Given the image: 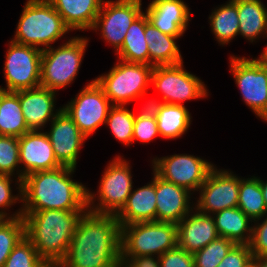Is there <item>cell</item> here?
Listing matches in <instances>:
<instances>
[{
	"label": "cell",
	"instance_id": "obj_1",
	"mask_svg": "<svg viewBox=\"0 0 267 267\" xmlns=\"http://www.w3.org/2000/svg\"><path fill=\"white\" fill-rule=\"evenodd\" d=\"M60 267H120L121 225L116 215L86 211Z\"/></svg>",
	"mask_w": 267,
	"mask_h": 267
},
{
	"label": "cell",
	"instance_id": "obj_2",
	"mask_svg": "<svg viewBox=\"0 0 267 267\" xmlns=\"http://www.w3.org/2000/svg\"><path fill=\"white\" fill-rule=\"evenodd\" d=\"M75 170L60 166L25 176L22 180V212L87 211V187L72 179Z\"/></svg>",
	"mask_w": 267,
	"mask_h": 267
},
{
	"label": "cell",
	"instance_id": "obj_3",
	"mask_svg": "<svg viewBox=\"0 0 267 267\" xmlns=\"http://www.w3.org/2000/svg\"><path fill=\"white\" fill-rule=\"evenodd\" d=\"M86 211L41 210L22 212L25 236L49 264H59L66 256L78 222Z\"/></svg>",
	"mask_w": 267,
	"mask_h": 267
},
{
	"label": "cell",
	"instance_id": "obj_4",
	"mask_svg": "<svg viewBox=\"0 0 267 267\" xmlns=\"http://www.w3.org/2000/svg\"><path fill=\"white\" fill-rule=\"evenodd\" d=\"M69 32L70 28L48 0H27L11 41L43 51Z\"/></svg>",
	"mask_w": 267,
	"mask_h": 267
},
{
	"label": "cell",
	"instance_id": "obj_5",
	"mask_svg": "<svg viewBox=\"0 0 267 267\" xmlns=\"http://www.w3.org/2000/svg\"><path fill=\"white\" fill-rule=\"evenodd\" d=\"M89 37L74 36L57 47L42 51L40 86L58 92L75 80Z\"/></svg>",
	"mask_w": 267,
	"mask_h": 267
},
{
	"label": "cell",
	"instance_id": "obj_6",
	"mask_svg": "<svg viewBox=\"0 0 267 267\" xmlns=\"http://www.w3.org/2000/svg\"><path fill=\"white\" fill-rule=\"evenodd\" d=\"M131 167L123 156L116 155L102 172L97 194L87 188V210L96 214L117 215L134 188Z\"/></svg>",
	"mask_w": 267,
	"mask_h": 267
},
{
	"label": "cell",
	"instance_id": "obj_7",
	"mask_svg": "<svg viewBox=\"0 0 267 267\" xmlns=\"http://www.w3.org/2000/svg\"><path fill=\"white\" fill-rule=\"evenodd\" d=\"M154 66L119 60L94 80L113 105H129L147 95Z\"/></svg>",
	"mask_w": 267,
	"mask_h": 267
},
{
	"label": "cell",
	"instance_id": "obj_8",
	"mask_svg": "<svg viewBox=\"0 0 267 267\" xmlns=\"http://www.w3.org/2000/svg\"><path fill=\"white\" fill-rule=\"evenodd\" d=\"M177 246L176 223L154 221L121 226V257L160 256Z\"/></svg>",
	"mask_w": 267,
	"mask_h": 267
},
{
	"label": "cell",
	"instance_id": "obj_9",
	"mask_svg": "<svg viewBox=\"0 0 267 267\" xmlns=\"http://www.w3.org/2000/svg\"><path fill=\"white\" fill-rule=\"evenodd\" d=\"M151 86L167 104L184 105L188 100L208 97V89L200 78L185 70L183 62L154 66Z\"/></svg>",
	"mask_w": 267,
	"mask_h": 267
},
{
	"label": "cell",
	"instance_id": "obj_10",
	"mask_svg": "<svg viewBox=\"0 0 267 267\" xmlns=\"http://www.w3.org/2000/svg\"><path fill=\"white\" fill-rule=\"evenodd\" d=\"M230 56V71L242 100L256 117L267 122V65L258 57Z\"/></svg>",
	"mask_w": 267,
	"mask_h": 267
},
{
	"label": "cell",
	"instance_id": "obj_11",
	"mask_svg": "<svg viewBox=\"0 0 267 267\" xmlns=\"http://www.w3.org/2000/svg\"><path fill=\"white\" fill-rule=\"evenodd\" d=\"M4 62L5 91L33 89L40 86L42 50L9 41Z\"/></svg>",
	"mask_w": 267,
	"mask_h": 267
},
{
	"label": "cell",
	"instance_id": "obj_12",
	"mask_svg": "<svg viewBox=\"0 0 267 267\" xmlns=\"http://www.w3.org/2000/svg\"><path fill=\"white\" fill-rule=\"evenodd\" d=\"M112 106L103 89L95 80H91L62 108L88 138L101 125L106 126L105 122Z\"/></svg>",
	"mask_w": 267,
	"mask_h": 267
},
{
	"label": "cell",
	"instance_id": "obj_13",
	"mask_svg": "<svg viewBox=\"0 0 267 267\" xmlns=\"http://www.w3.org/2000/svg\"><path fill=\"white\" fill-rule=\"evenodd\" d=\"M151 166L152 171L162 179L194 193L198 192L216 165L191 154H173L153 158Z\"/></svg>",
	"mask_w": 267,
	"mask_h": 267
},
{
	"label": "cell",
	"instance_id": "obj_14",
	"mask_svg": "<svg viewBox=\"0 0 267 267\" xmlns=\"http://www.w3.org/2000/svg\"><path fill=\"white\" fill-rule=\"evenodd\" d=\"M142 0H104L101 10L90 30L100 31L115 53L121 48L127 30L143 12Z\"/></svg>",
	"mask_w": 267,
	"mask_h": 267
},
{
	"label": "cell",
	"instance_id": "obj_15",
	"mask_svg": "<svg viewBox=\"0 0 267 267\" xmlns=\"http://www.w3.org/2000/svg\"><path fill=\"white\" fill-rule=\"evenodd\" d=\"M214 167L199 188L195 209L212 215L220 210L238 206L240 178L231 170Z\"/></svg>",
	"mask_w": 267,
	"mask_h": 267
},
{
	"label": "cell",
	"instance_id": "obj_16",
	"mask_svg": "<svg viewBox=\"0 0 267 267\" xmlns=\"http://www.w3.org/2000/svg\"><path fill=\"white\" fill-rule=\"evenodd\" d=\"M49 125L50 130L45 132L50 139L58 163L61 166L76 169L78 155L88 138L63 108Z\"/></svg>",
	"mask_w": 267,
	"mask_h": 267
},
{
	"label": "cell",
	"instance_id": "obj_17",
	"mask_svg": "<svg viewBox=\"0 0 267 267\" xmlns=\"http://www.w3.org/2000/svg\"><path fill=\"white\" fill-rule=\"evenodd\" d=\"M21 180L29 174L60 167L44 130L28 131L18 138Z\"/></svg>",
	"mask_w": 267,
	"mask_h": 267
},
{
	"label": "cell",
	"instance_id": "obj_18",
	"mask_svg": "<svg viewBox=\"0 0 267 267\" xmlns=\"http://www.w3.org/2000/svg\"><path fill=\"white\" fill-rule=\"evenodd\" d=\"M156 221L179 223L194 208L193 193L155 173ZM192 201V202H190Z\"/></svg>",
	"mask_w": 267,
	"mask_h": 267
},
{
	"label": "cell",
	"instance_id": "obj_19",
	"mask_svg": "<svg viewBox=\"0 0 267 267\" xmlns=\"http://www.w3.org/2000/svg\"><path fill=\"white\" fill-rule=\"evenodd\" d=\"M57 92L44 87L19 90V101L26 125L30 131L44 130L61 111L55 110Z\"/></svg>",
	"mask_w": 267,
	"mask_h": 267
},
{
	"label": "cell",
	"instance_id": "obj_20",
	"mask_svg": "<svg viewBox=\"0 0 267 267\" xmlns=\"http://www.w3.org/2000/svg\"><path fill=\"white\" fill-rule=\"evenodd\" d=\"M147 6L145 14L154 27L170 36H183L192 19L183 0H152Z\"/></svg>",
	"mask_w": 267,
	"mask_h": 267
},
{
	"label": "cell",
	"instance_id": "obj_21",
	"mask_svg": "<svg viewBox=\"0 0 267 267\" xmlns=\"http://www.w3.org/2000/svg\"><path fill=\"white\" fill-rule=\"evenodd\" d=\"M178 246L194 254L217 239L219 234L212 215L193 209L177 223Z\"/></svg>",
	"mask_w": 267,
	"mask_h": 267
},
{
	"label": "cell",
	"instance_id": "obj_22",
	"mask_svg": "<svg viewBox=\"0 0 267 267\" xmlns=\"http://www.w3.org/2000/svg\"><path fill=\"white\" fill-rule=\"evenodd\" d=\"M152 174L149 183L131 191L126 204L116 215L121 226L156 221L155 172Z\"/></svg>",
	"mask_w": 267,
	"mask_h": 267
},
{
	"label": "cell",
	"instance_id": "obj_23",
	"mask_svg": "<svg viewBox=\"0 0 267 267\" xmlns=\"http://www.w3.org/2000/svg\"><path fill=\"white\" fill-rule=\"evenodd\" d=\"M71 31L93 27L104 0H48Z\"/></svg>",
	"mask_w": 267,
	"mask_h": 267
},
{
	"label": "cell",
	"instance_id": "obj_24",
	"mask_svg": "<svg viewBox=\"0 0 267 267\" xmlns=\"http://www.w3.org/2000/svg\"><path fill=\"white\" fill-rule=\"evenodd\" d=\"M237 5L238 35L256 43L267 36V7L261 0H232Z\"/></svg>",
	"mask_w": 267,
	"mask_h": 267
},
{
	"label": "cell",
	"instance_id": "obj_25",
	"mask_svg": "<svg viewBox=\"0 0 267 267\" xmlns=\"http://www.w3.org/2000/svg\"><path fill=\"white\" fill-rule=\"evenodd\" d=\"M145 40L148 44L149 65H174L183 62V57L177 45L180 37L162 33L150 22L145 25Z\"/></svg>",
	"mask_w": 267,
	"mask_h": 267
},
{
	"label": "cell",
	"instance_id": "obj_26",
	"mask_svg": "<svg viewBox=\"0 0 267 267\" xmlns=\"http://www.w3.org/2000/svg\"><path fill=\"white\" fill-rule=\"evenodd\" d=\"M219 237L235 244H250L253 221L238 207L220 210L212 214ZM251 224V225H250Z\"/></svg>",
	"mask_w": 267,
	"mask_h": 267
},
{
	"label": "cell",
	"instance_id": "obj_27",
	"mask_svg": "<svg viewBox=\"0 0 267 267\" xmlns=\"http://www.w3.org/2000/svg\"><path fill=\"white\" fill-rule=\"evenodd\" d=\"M145 12H142L127 30L121 48L116 52L119 60L149 65L148 44L145 40V25L148 23Z\"/></svg>",
	"mask_w": 267,
	"mask_h": 267
},
{
	"label": "cell",
	"instance_id": "obj_28",
	"mask_svg": "<svg viewBox=\"0 0 267 267\" xmlns=\"http://www.w3.org/2000/svg\"><path fill=\"white\" fill-rule=\"evenodd\" d=\"M28 131L20 106L19 91L0 89V135L19 138Z\"/></svg>",
	"mask_w": 267,
	"mask_h": 267
},
{
	"label": "cell",
	"instance_id": "obj_29",
	"mask_svg": "<svg viewBox=\"0 0 267 267\" xmlns=\"http://www.w3.org/2000/svg\"><path fill=\"white\" fill-rule=\"evenodd\" d=\"M208 19L211 32L218 44L228 45L238 35V10L237 5L232 0L214 8Z\"/></svg>",
	"mask_w": 267,
	"mask_h": 267
},
{
	"label": "cell",
	"instance_id": "obj_30",
	"mask_svg": "<svg viewBox=\"0 0 267 267\" xmlns=\"http://www.w3.org/2000/svg\"><path fill=\"white\" fill-rule=\"evenodd\" d=\"M191 119L185 105L164 103L156 117L160 136L169 140L180 138L189 129Z\"/></svg>",
	"mask_w": 267,
	"mask_h": 267
},
{
	"label": "cell",
	"instance_id": "obj_31",
	"mask_svg": "<svg viewBox=\"0 0 267 267\" xmlns=\"http://www.w3.org/2000/svg\"><path fill=\"white\" fill-rule=\"evenodd\" d=\"M252 221L267 215L260 181L256 176L240 178L238 206Z\"/></svg>",
	"mask_w": 267,
	"mask_h": 267
},
{
	"label": "cell",
	"instance_id": "obj_32",
	"mask_svg": "<svg viewBox=\"0 0 267 267\" xmlns=\"http://www.w3.org/2000/svg\"><path fill=\"white\" fill-rule=\"evenodd\" d=\"M135 113L126 105H113L109 111L105 124L110 132L122 144L130 146L133 138Z\"/></svg>",
	"mask_w": 267,
	"mask_h": 267
},
{
	"label": "cell",
	"instance_id": "obj_33",
	"mask_svg": "<svg viewBox=\"0 0 267 267\" xmlns=\"http://www.w3.org/2000/svg\"><path fill=\"white\" fill-rule=\"evenodd\" d=\"M0 175L17 177L16 189H22L18 137L0 135Z\"/></svg>",
	"mask_w": 267,
	"mask_h": 267
},
{
	"label": "cell",
	"instance_id": "obj_34",
	"mask_svg": "<svg viewBox=\"0 0 267 267\" xmlns=\"http://www.w3.org/2000/svg\"><path fill=\"white\" fill-rule=\"evenodd\" d=\"M24 236L23 217L0 218V267H3L14 246Z\"/></svg>",
	"mask_w": 267,
	"mask_h": 267
},
{
	"label": "cell",
	"instance_id": "obj_35",
	"mask_svg": "<svg viewBox=\"0 0 267 267\" xmlns=\"http://www.w3.org/2000/svg\"><path fill=\"white\" fill-rule=\"evenodd\" d=\"M30 240L24 236L14 246L3 267H47Z\"/></svg>",
	"mask_w": 267,
	"mask_h": 267
},
{
	"label": "cell",
	"instance_id": "obj_36",
	"mask_svg": "<svg viewBox=\"0 0 267 267\" xmlns=\"http://www.w3.org/2000/svg\"><path fill=\"white\" fill-rule=\"evenodd\" d=\"M235 243L218 237L193 255L194 267H217Z\"/></svg>",
	"mask_w": 267,
	"mask_h": 267
},
{
	"label": "cell",
	"instance_id": "obj_37",
	"mask_svg": "<svg viewBox=\"0 0 267 267\" xmlns=\"http://www.w3.org/2000/svg\"><path fill=\"white\" fill-rule=\"evenodd\" d=\"M14 177L11 175H0V218H16L22 217V205L20 209L14 213H10L11 208L16 203H22V189H18V194L12 193V185ZM8 211L9 213H7ZM11 214V215H10Z\"/></svg>",
	"mask_w": 267,
	"mask_h": 267
},
{
	"label": "cell",
	"instance_id": "obj_38",
	"mask_svg": "<svg viewBox=\"0 0 267 267\" xmlns=\"http://www.w3.org/2000/svg\"><path fill=\"white\" fill-rule=\"evenodd\" d=\"M161 137L156 118H149L135 113L132 143L140 141L142 144L150 143Z\"/></svg>",
	"mask_w": 267,
	"mask_h": 267
},
{
	"label": "cell",
	"instance_id": "obj_39",
	"mask_svg": "<svg viewBox=\"0 0 267 267\" xmlns=\"http://www.w3.org/2000/svg\"><path fill=\"white\" fill-rule=\"evenodd\" d=\"M253 254L248 244H235L217 267H251Z\"/></svg>",
	"mask_w": 267,
	"mask_h": 267
},
{
	"label": "cell",
	"instance_id": "obj_40",
	"mask_svg": "<svg viewBox=\"0 0 267 267\" xmlns=\"http://www.w3.org/2000/svg\"><path fill=\"white\" fill-rule=\"evenodd\" d=\"M253 223L252 238L249 244L253 257L267 256V215Z\"/></svg>",
	"mask_w": 267,
	"mask_h": 267
},
{
	"label": "cell",
	"instance_id": "obj_41",
	"mask_svg": "<svg viewBox=\"0 0 267 267\" xmlns=\"http://www.w3.org/2000/svg\"><path fill=\"white\" fill-rule=\"evenodd\" d=\"M160 267H194L193 255L179 246L159 256Z\"/></svg>",
	"mask_w": 267,
	"mask_h": 267
},
{
	"label": "cell",
	"instance_id": "obj_42",
	"mask_svg": "<svg viewBox=\"0 0 267 267\" xmlns=\"http://www.w3.org/2000/svg\"><path fill=\"white\" fill-rule=\"evenodd\" d=\"M120 267H160L159 256L138 255L121 257Z\"/></svg>",
	"mask_w": 267,
	"mask_h": 267
},
{
	"label": "cell",
	"instance_id": "obj_43",
	"mask_svg": "<svg viewBox=\"0 0 267 267\" xmlns=\"http://www.w3.org/2000/svg\"><path fill=\"white\" fill-rule=\"evenodd\" d=\"M147 104H144L142 106V109L140 110L139 114L136 112L137 115L149 117V118H156L157 114L161 110V107L163 106V101H157L155 99L146 101Z\"/></svg>",
	"mask_w": 267,
	"mask_h": 267
},
{
	"label": "cell",
	"instance_id": "obj_44",
	"mask_svg": "<svg viewBox=\"0 0 267 267\" xmlns=\"http://www.w3.org/2000/svg\"><path fill=\"white\" fill-rule=\"evenodd\" d=\"M251 267H267V256L253 257Z\"/></svg>",
	"mask_w": 267,
	"mask_h": 267
},
{
	"label": "cell",
	"instance_id": "obj_45",
	"mask_svg": "<svg viewBox=\"0 0 267 267\" xmlns=\"http://www.w3.org/2000/svg\"><path fill=\"white\" fill-rule=\"evenodd\" d=\"M257 178L260 181V186H261V190H262V193H263V198H264L265 204L267 206V180L264 181L258 176H257Z\"/></svg>",
	"mask_w": 267,
	"mask_h": 267
},
{
	"label": "cell",
	"instance_id": "obj_46",
	"mask_svg": "<svg viewBox=\"0 0 267 267\" xmlns=\"http://www.w3.org/2000/svg\"><path fill=\"white\" fill-rule=\"evenodd\" d=\"M267 38V36H266ZM267 45V44H266ZM258 58L267 65V46L264 48L263 52L258 56Z\"/></svg>",
	"mask_w": 267,
	"mask_h": 267
},
{
	"label": "cell",
	"instance_id": "obj_47",
	"mask_svg": "<svg viewBox=\"0 0 267 267\" xmlns=\"http://www.w3.org/2000/svg\"><path fill=\"white\" fill-rule=\"evenodd\" d=\"M47 267H60L58 264H51V265H48Z\"/></svg>",
	"mask_w": 267,
	"mask_h": 267
}]
</instances>
